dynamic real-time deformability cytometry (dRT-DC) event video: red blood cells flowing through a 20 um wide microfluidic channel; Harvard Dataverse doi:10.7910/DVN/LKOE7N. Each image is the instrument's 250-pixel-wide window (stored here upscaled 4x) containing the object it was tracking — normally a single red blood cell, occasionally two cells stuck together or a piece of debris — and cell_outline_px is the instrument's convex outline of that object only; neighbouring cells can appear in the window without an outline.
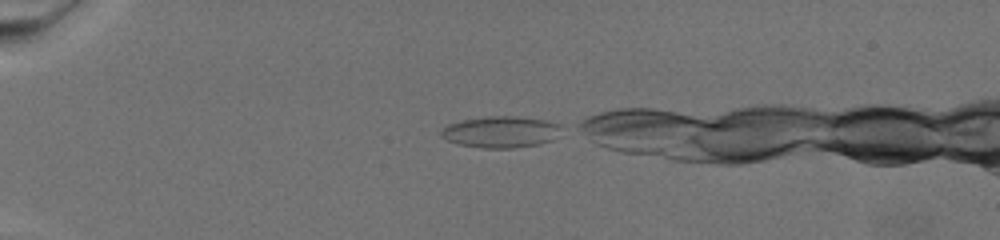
{"species": "common noctule bat (a hibernating species)", "species_latin": "Nyctalus noctula", "temperature_condition": "warm", "stored_images_in_passage": 44, "camera_frame_rate_fps": 3000, "um_per_image_px": 0.085, "animal": {"sex": "female", "body_mass_g": 19.5, "forearm_length_mm": 54.1}, "frame": {"image": 1, "passage_image": 1, "time_ms": 0.0, "image_size_px": [1000, 240], "cell_outline_px": [[560, 128], [552, 140], [540, 144], [516, 148], [480, 148], [460, 144], [448, 140], [440, 136], [440, 132], [448, 124], [464, 120], [488, 116], [512, 116], [544, 120], [560, 124]], "centroid_in_image_um": [42.55, 11.22], "position_along_channel_um": 42.4, "area_um2": 21.79}}
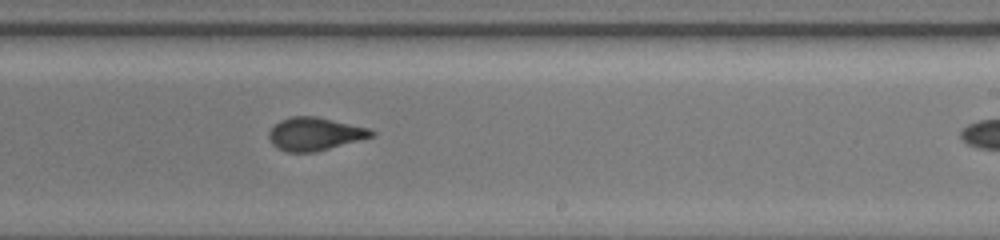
{"frame": {"image": 2, "passage_image": 28, "time_ms": 9.0, "image_size_px": [1000, 240], "cell_outline_px": [[376, 136], [316, 152], [284, 152], [276, 148], [272, 144], [268, 136], [268, 132], [280, 120], [292, 116], [316, 116], [368, 128], [376, 132]], "centroid_in_image_um": [26.76, 11.4], "position_along_channel_um": 262.2, "area_um2": 19.88}}
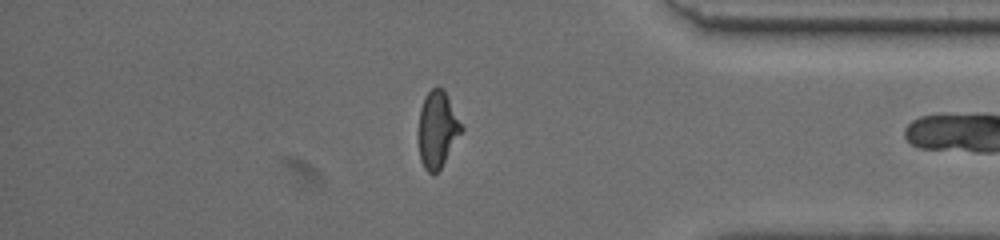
{"frame": {"image": 3, "passage_image": 43, "time_ms": 14.0, "image_size_px": [1000, 240], "cell_outline_px": [[464, 128], [440, 168], [432, 176], [424, 168], [420, 160], [420, 108], [424, 96], [432, 88], [444, 88]], "centroid_in_image_um": [37.19, 10.98], "position_along_channel_um": 398.0, "area_um2": 18.79}}